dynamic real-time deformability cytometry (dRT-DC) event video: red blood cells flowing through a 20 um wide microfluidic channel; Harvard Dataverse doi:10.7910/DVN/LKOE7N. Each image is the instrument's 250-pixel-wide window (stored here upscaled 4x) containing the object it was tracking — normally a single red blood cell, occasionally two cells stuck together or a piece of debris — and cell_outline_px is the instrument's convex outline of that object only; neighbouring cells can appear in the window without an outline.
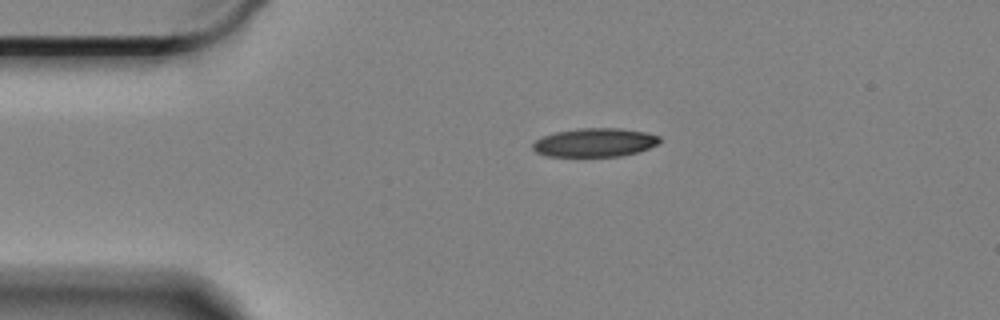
{"species": "Egyptian fruit bat (a non-hibernating species)", "species_latin": "Rousettus aegyptiacus", "temperature_condition": "cold", "stored_images_in_passage": 49, "camera_frame_rate_fps": 3000, "um_per_image_px": 0.085, "animal": {"sex": "female"}, "frame": {"image": 1, "passage_image": 1, "time_ms": 0.0, "image_size_px": [1000, 320], "cell_outline_px": [[660, 144], [636, 152], [620, 156], [548, 156], [536, 152], [532, 148], [532, 144], [536, 140], [544, 136], [556, 132], [580, 128], [620, 128], [644, 132], [660, 136]], "centroid_in_image_um": [50.57, 12.11], "position_along_channel_um": 34.4, "area_um2": 21.04}}
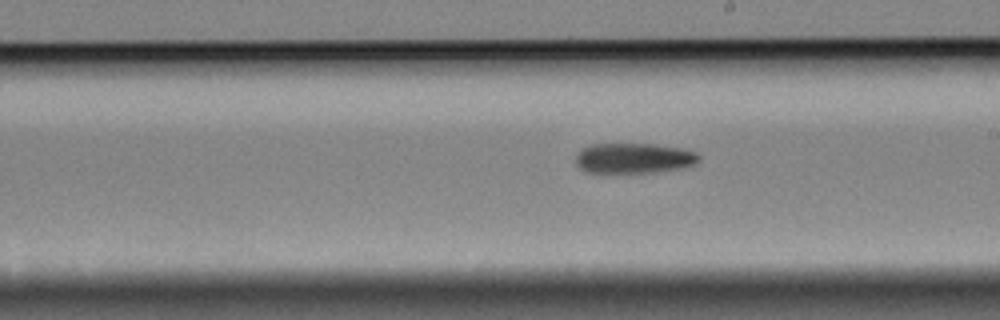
{"frame": {"image": 2, "passage_image": 22, "time_ms": 7.0, "image_size_px": [1000, 320], "cell_outline_px": [[700, 160], [696, 164], [684, 168], [656, 172], [608, 176], [584, 172], [576, 164], [576, 152], [580, 148], [592, 144], [652, 144], [684, 148], [696, 152], [700, 156]], "centroid_in_image_um": [53.82, 13.5], "position_along_channel_um": 235.2, "area_um2": 23.06}}
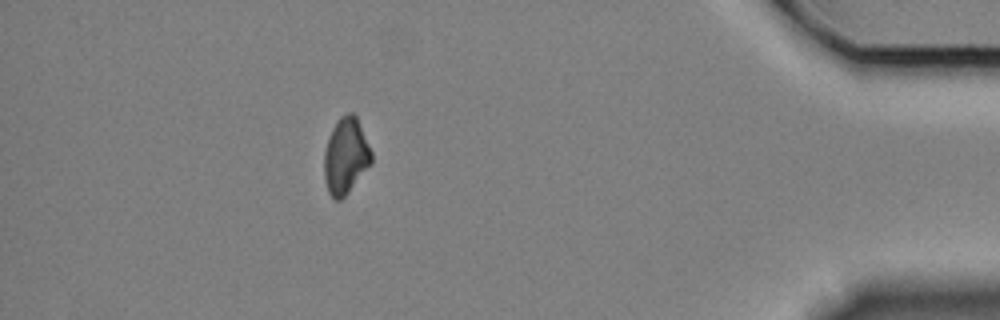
{"frame": {"image": 3, "passage_image": 42, "time_ms": 13.667, "image_size_px": [1000, 320], "cell_outline_px": [[372, 164], [348, 192], [340, 200], [332, 200], [328, 192], [324, 180], [324, 152], [328, 136], [336, 120], [340, 116], [348, 112], [352, 112], [356, 116], [372, 152]], "centroid_in_image_um": [29.37, 13.26], "position_along_channel_um": 405.8, "area_um2": 21.21}, "authors_computed_cell_mechanics": {"area_um2": 21.8484, "velocity_mm_per_s": 3.3199, "shape_relaxation_time_tau1_ms": 5.1049, "shape_relaxation_time_tau2_ms": null, "deformation_change_tau1": 0.1338, "deformation_change_tau2": null}}